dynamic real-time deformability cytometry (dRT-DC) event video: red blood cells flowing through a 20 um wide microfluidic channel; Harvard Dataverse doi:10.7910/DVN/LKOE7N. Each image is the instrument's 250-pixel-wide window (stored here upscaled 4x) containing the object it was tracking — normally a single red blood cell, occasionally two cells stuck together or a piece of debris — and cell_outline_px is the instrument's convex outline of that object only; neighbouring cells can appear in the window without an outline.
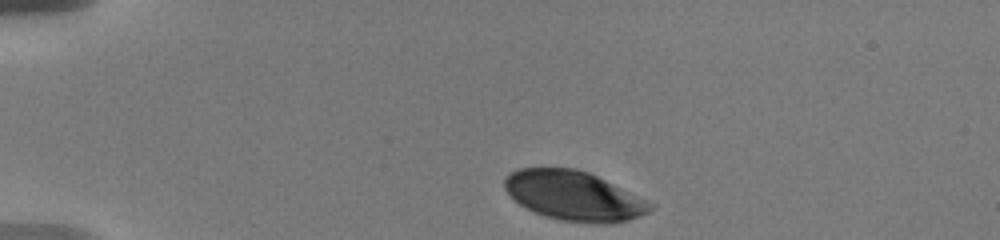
{"species": "human", "species_latin": "Homo sapiens", "temperature_condition": "warm", "stored_images_in_passage": 42, "camera_frame_rate_fps": 3000, "um_per_image_px": 0.085, "donor": {"sex": "male"}, "frame": {"image": 1, "passage_image": 1, "time_ms": 0.0, "image_size_px": [1000, 240], "cell_outline_px": [[656, 204], [648, 212], [640, 216], [628, 220], [612, 224], [592, 224], [560, 220], [544, 216], [520, 204], [504, 188], [504, 180], [512, 172], [520, 168], [576, 168], [588, 172], [648, 200]], "centroid_in_image_um": [48.83, 16.66], "position_along_channel_um": 36.2, "area_um2": 41.91}}
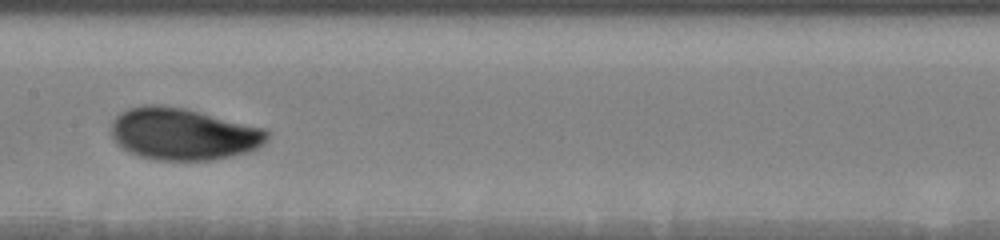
{"frame": {"image": 2, "passage_image": 19, "time_ms": 6.0, "image_size_px": [1000, 240], "cell_outline_px": [[272, 132], [268, 140], [264, 144], [256, 148], [232, 156], [212, 160], [156, 160], [140, 156], [128, 152], [116, 144], [112, 136], [112, 120], [120, 112], [128, 108], [144, 104], [160, 104], [184, 108], [268, 128]], "centroid_in_image_um": [15.59, 11.38], "position_along_channel_um": 191.8, "area_um2": 47.8}}
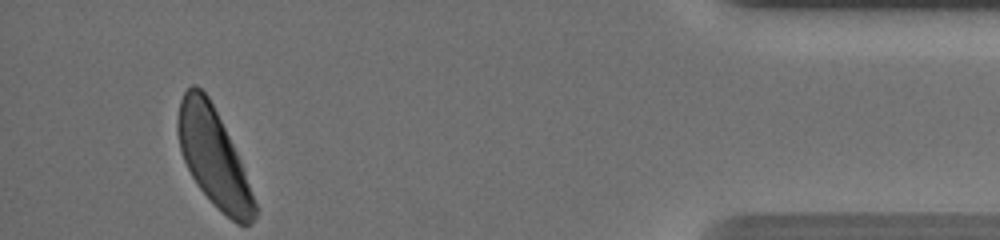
{"frame": {"image": 3, "passage_image": 42, "time_ms": 13.667, "image_size_px": [1000, 240], "cell_outline_px": [[256, 216], [248, 224], [236, 224], [200, 188], [192, 176], [184, 160], [180, 148], [176, 128], [176, 120], [180, 100], [184, 92], [192, 84], [196, 84], [208, 96], [240, 160], [256, 204]], "centroid_in_image_um": [18.11, 13.32], "position_along_channel_um": 417.1, "area_um2": 42.48}, "authors_computed_cell_mechanics": {"area_um2": 45.6042, "velocity_mm_per_s": 3.6136, "shape_relaxation_time_tau1_ms": 4.0835, "shape_relaxation_time_tau2_ms": null, "deformation_change_tau1": 0.1425, "deformation_change_tau2": null}}